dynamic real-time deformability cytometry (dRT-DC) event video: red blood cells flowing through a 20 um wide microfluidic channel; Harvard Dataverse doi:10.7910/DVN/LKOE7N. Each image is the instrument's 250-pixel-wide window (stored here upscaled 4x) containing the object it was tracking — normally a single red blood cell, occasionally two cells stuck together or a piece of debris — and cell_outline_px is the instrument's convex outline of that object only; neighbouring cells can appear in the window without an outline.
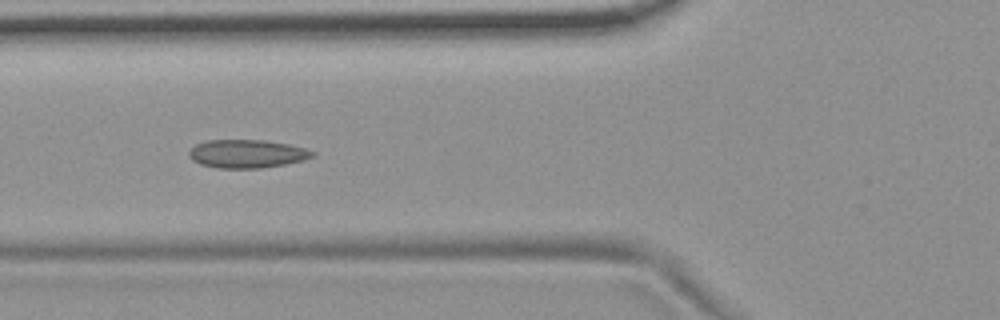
{"species": "common noctule bat (a hibernating species)", "species_latin": "Nyctalus noctula", "temperature_condition": "room temperature", "stored_images_in_passage": 55, "camera_frame_rate_fps": 3000, "um_per_image_px": 0.085, "animal": {"sex": "female", "body_mass_g": 19.9}, "frame": {"image": 1, "passage_image": 21, "time_ms": 6.667, "image_size_px": [1000, 320], "cell_outline_px": [[316, 156], [304, 160], [284, 164], [260, 168], [216, 168], [200, 164], [192, 160], [188, 156], [188, 152], [196, 144], [208, 140], [264, 140], [288, 144], [304, 148], [316, 152]], "centroid_in_image_um": [20.99, 13.07], "position_along_channel_um": 104.8, "area_um2": 20.4}}
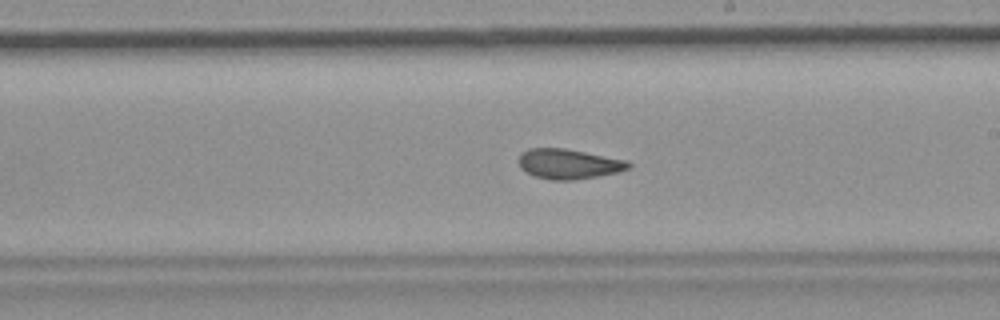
{"frame": {"image": 2, "passage_image": 32, "time_ms": 10.333, "image_size_px": [1000, 320], "cell_outline_px": [[632, 164], [628, 168], [616, 172], [596, 176], [572, 180], [552, 180], [532, 176], [520, 168], [520, 152], [528, 148], [564, 148], [628, 160]], "centroid_in_image_um": [48.3, 13.93], "position_along_channel_um": 240.7, "area_um2": 19.13}}
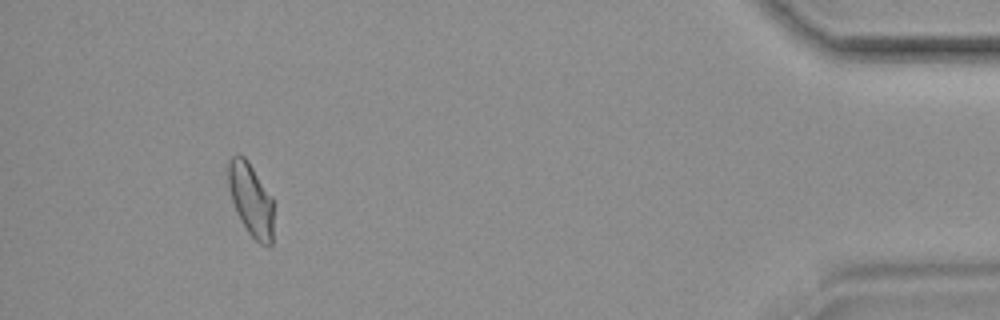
{"frame": {"image": 3, "passage_image": 51, "time_ms": 16.667, "image_size_px": [1000, 320], "cell_outline_px": [[272, 244], [260, 244], [248, 232], [240, 220], [236, 212], [232, 200], [228, 184], [228, 164], [232, 156], [244, 156], [248, 160], [272, 200]], "centroid_in_image_um": [21.3, 16.97], "position_along_channel_um": 413.9, "area_um2": 18.67}, "authors_computed_cell_mechanics": {"area_um2": 19.8832, "velocity_mm_per_s": 3.712, "shape_relaxation_time_tau1_ms": null, "shape_relaxation_time_tau2_ms": 1.5104, "deformation_change_tau1": null, "deformation_change_tau2": 0.065}}